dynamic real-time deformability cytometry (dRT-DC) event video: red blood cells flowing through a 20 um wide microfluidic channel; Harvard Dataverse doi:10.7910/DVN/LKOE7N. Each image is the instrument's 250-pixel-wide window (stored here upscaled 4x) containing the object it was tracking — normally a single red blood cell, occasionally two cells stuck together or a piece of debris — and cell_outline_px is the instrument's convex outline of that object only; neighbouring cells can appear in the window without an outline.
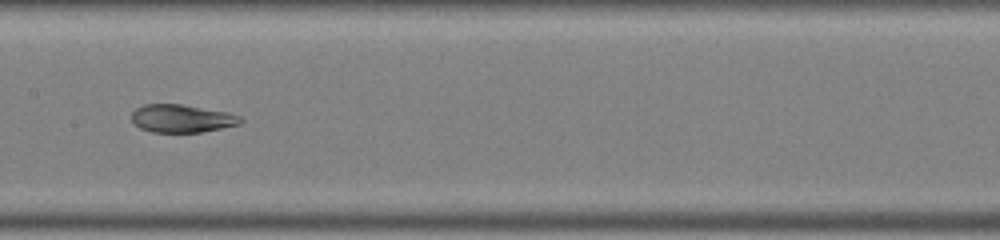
{"species": "common noctule bat (a hibernating species)", "species_latin": "Nyctalus noctula", "temperature_condition": "warm", "stored_images_in_passage": 49, "segment_of_instrument_passage": [2, 2], "camera_frame_rate_fps": 3000, "um_per_image_px": 0.085, "animal": {"sex": "male", "body_mass_g": 19.0, "forearm_length_mm": 50.8}, "frame": {"image": 1, "passage_image": 25, "time_ms": 8.0, "image_size_px": [1000, 240], "cell_outline_px": [[244, 120], [240, 124], [204, 132], [152, 132], [140, 128], [132, 124], [132, 112], [136, 108], [144, 104], [180, 104], [228, 112], [240, 116]], "centroid_in_image_um": [15.45, 10.07], "position_along_channel_um": 192.0, "area_um2": 17.86}}
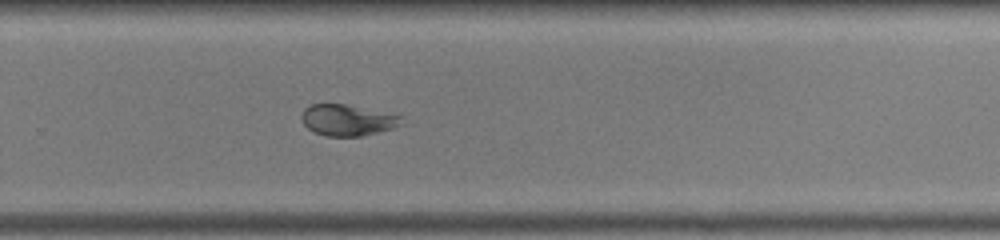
{"frame": {"image": 2, "passage_image": 33, "time_ms": 10.667, "image_size_px": [1000, 240], "cell_outline_px": [[404, 124], [396, 128], [364, 136], [324, 136], [312, 132], [304, 124], [300, 116], [304, 108], [312, 104], [344, 104], [400, 116]], "centroid_in_image_um": [29.52, 10.23], "position_along_channel_um": 300.3, "area_um2": 18.21}}
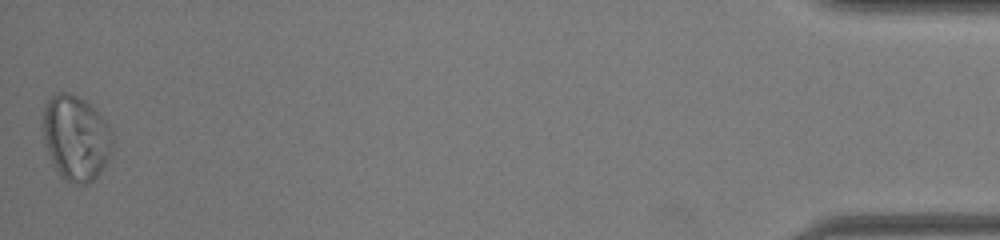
{"frame": {"image": 3, "passage_image": 49, "time_ms": 16.0, "image_size_px": [1000, 240], "cell_outline_px": [[112, 152], [108, 160], [100, 172], [88, 184], [84, 184], [68, 180], [60, 176], [52, 160], [44, 136], [44, 108], [48, 100], [56, 92], [68, 92], [84, 100], [108, 124], [112, 132]], "centroid_in_image_um": [6.48, 11.71], "position_along_channel_um": 428.7, "area_um2": 33.7}}